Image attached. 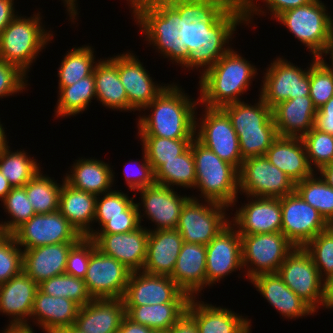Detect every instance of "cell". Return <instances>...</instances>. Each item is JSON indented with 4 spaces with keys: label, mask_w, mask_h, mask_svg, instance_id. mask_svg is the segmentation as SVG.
I'll list each match as a JSON object with an SVG mask.
<instances>
[{
    "label": "cell",
    "mask_w": 333,
    "mask_h": 333,
    "mask_svg": "<svg viewBox=\"0 0 333 333\" xmlns=\"http://www.w3.org/2000/svg\"><path fill=\"white\" fill-rule=\"evenodd\" d=\"M38 288L52 297L70 299L80 307L93 300L87 290L85 280L66 273L42 281L38 284Z\"/></svg>",
    "instance_id": "obj_43"
},
{
    "label": "cell",
    "mask_w": 333,
    "mask_h": 333,
    "mask_svg": "<svg viewBox=\"0 0 333 333\" xmlns=\"http://www.w3.org/2000/svg\"><path fill=\"white\" fill-rule=\"evenodd\" d=\"M249 281L284 318L292 320L315 314V311L284 283L278 273L259 274Z\"/></svg>",
    "instance_id": "obj_22"
},
{
    "label": "cell",
    "mask_w": 333,
    "mask_h": 333,
    "mask_svg": "<svg viewBox=\"0 0 333 333\" xmlns=\"http://www.w3.org/2000/svg\"><path fill=\"white\" fill-rule=\"evenodd\" d=\"M277 273L297 296L318 312L323 300L324 280L303 247H295L286 256Z\"/></svg>",
    "instance_id": "obj_11"
},
{
    "label": "cell",
    "mask_w": 333,
    "mask_h": 333,
    "mask_svg": "<svg viewBox=\"0 0 333 333\" xmlns=\"http://www.w3.org/2000/svg\"><path fill=\"white\" fill-rule=\"evenodd\" d=\"M328 54L330 55L331 63L328 65L326 62V60H324L325 58H323V56L325 57L326 55L328 56ZM318 59L327 67V69L332 73L333 75V41L324 49V51L321 53V55L318 57ZM332 64V65H331Z\"/></svg>",
    "instance_id": "obj_63"
},
{
    "label": "cell",
    "mask_w": 333,
    "mask_h": 333,
    "mask_svg": "<svg viewBox=\"0 0 333 333\" xmlns=\"http://www.w3.org/2000/svg\"><path fill=\"white\" fill-rule=\"evenodd\" d=\"M186 311L196 320L199 333H251V320L231 309L190 298Z\"/></svg>",
    "instance_id": "obj_25"
},
{
    "label": "cell",
    "mask_w": 333,
    "mask_h": 333,
    "mask_svg": "<svg viewBox=\"0 0 333 333\" xmlns=\"http://www.w3.org/2000/svg\"><path fill=\"white\" fill-rule=\"evenodd\" d=\"M309 97L317 110L333 97V75L319 59L310 66Z\"/></svg>",
    "instance_id": "obj_49"
},
{
    "label": "cell",
    "mask_w": 333,
    "mask_h": 333,
    "mask_svg": "<svg viewBox=\"0 0 333 333\" xmlns=\"http://www.w3.org/2000/svg\"><path fill=\"white\" fill-rule=\"evenodd\" d=\"M71 167L64 177L70 186L96 196L113 190L115 172L109 163L97 158H79Z\"/></svg>",
    "instance_id": "obj_32"
},
{
    "label": "cell",
    "mask_w": 333,
    "mask_h": 333,
    "mask_svg": "<svg viewBox=\"0 0 333 333\" xmlns=\"http://www.w3.org/2000/svg\"><path fill=\"white\" fill-rule=\"evenodd\" d=\"M23 249L12 234H0V285L18 275L23 266Z\"/></svg>",
    "instance_id": "obj_48"
},
{
    "label": "cell",
    "mask_w": 333,
    "mask_h": 333,
    "mask_svg": "<svg viewBox=\"0 0 333 333\" xmlns=\"http://www.w3.org/2000/svg\"><path fill=\"white\" fill-rule=\"evenodd\" d=\"M63 3H64V7L66 6L67 7V12H68V15H69V20L72 19L71 21L73 23H76V17L78 14V4L76 6V3H77V0H62ZM75 19V20H74ZM75 21V22H74Z\"/></svg>",
    "instance_id": "obj_62"
},
{
    "label": "cell",
    "mask_w": 333,
    "mask_h": 333,
    "mask_svg": "<svg viewBox=\"0 0 333 333\" xmlns=\"http://www.w3.org/2000/svg\"><path fill=\"white\" fill-rule=\"evenodd\" d=\"M94 56V48L82 45L67 51L58 68V87L71 86L79 79L90 76L99 62Z\"/></svg>",
    "instance_id": "obj_40"
},
{
    "label": "cell",
    "mask_w": 333,
    "mask_h": 333,
    "mask_svg": "<svg viewBox=\"0 0 333 333\" xmlns=\"http://www.w3.org/2000/svg\"><path fill=\"white\" fill-rule=\"evenodd\" d=\"M303 248L310 254L323 280L333 275V225L320 232Z\"/></svg>",
    "instance_id": "obj_47"
},
{
    "label": "cell",
    "mask_w": 333,
    "mask_h": 333,
    "mask_svg": "<svg viewBox=\"0 0 333 333\" xmlns=\"http://www.w3.org/2000/svg\"><path fill=\"white\" fill-rule=\"evenodd\" d=\"M124 306H143L164 303H188L184 293L171 277L132 272L123 296Z\"/></svg>",
    "instance_id": "obj_14"
},
{
    "label": "cell",
    "mask_w": 333,
    "mask_h": 333,
    "mask_svg": "<svg viewBox=\"0 0 333 333\" xmlns=\"http://www.w3.org/2000/svg\"><path fill=\"white\" fill-rule=\"evenodd\" d=\"M200 201L202 200L191 196L181 210L176 229L185 243L206 246L230 224V215H227L226 205L208 200L205 203Z\"/></svg>",
    "instance_id": "obj_6"
},
{
    "label": "cell",
    "mask_w": 333,
    "mask_h": 333,
    "mask_svg": "<svg viewBox=\"0 0 333 333\" xmlns=\"http://www.w3.org/2000/svg\"><path fill=\"white\" fill-rule=\"evenodd\" d=\"M174 188L154 184L138 190L141 203H136L139 211L140 223L142 217L148 218L155 223L153 230L175 229L178 226L181 210L185 203L191 198L180 195ZM142 204V205H141ZM140 206H143V212ZM143 214V215H142Z\"/></svg>",
    "instance_id": "obj_16"
},
{
    "label": "cell",
    "mask_w": 333,
    "mask_h": 333,
    "mask_svg": "<svg viewBox=\"0 0 333 333\" xmlns=\"http://www.w3.org/2000/svg\"><path fill=\"white\" fill-rule=\"evenodd\" d=\"M171 278L190 298L206 287V246L183 243Z\"/></svg>",
    "instance_id": "obj_26"
},
{
    "label": "cell",
    "mask_w": 333,
    "mask_h": 333,
    "mask_svg": "<svg viewBox=\"0 0 333 333\" xmlns=\"http://www.w3.org/2000/svg\"><path fill=\"white\" fill-rule=\"evenodd\" d=\"M257 101L253 105L239 101L221 108L230 118L236 133L277 131L272 117V109L261 96Z\"/></svg>",
    "instance_id": "obj_35"
},
{
    "label": "cell",
    "mask_w": 333,
    "mask_h": 333,
    "mask_svg": "<svg viewBox=\"0 0 333 333\" xmlns=\"http://www.w3.org/2000/svg\"><path fill=\"white\" fill-rule=\"evenodd\" d=\"M131 273L125 265L103 254L95 245L84 280L93 299L123 298Z\"/></svg>",
    "instance_id": "obj_15"
},
{
    "label": "cell",
    "mask_w": 333,
    "mask_h": 333,
    "mask_svg": "<svg viewBox=\"0 0 333 333\" xmlns=\"http://www.w3.org/2000/svg\"><path fill=\"white\" fill-rule=\"evenodd\" d=\"M100 230L93 229L86 237L92 238L96 233H126L132 232L141 226L137 204L133 202L126 210L125 216L95 217ZM98 230V231H97Z\"/></svg>",
    "instance_id": "obj_50"
},
{
    "label": "cell",
    "mask_w": 333,
    "mask_h": 333,
    "mask_svg": "<svg viewBox=\"0 0 333 333\" xmlns=\"http://www.w3.org/2000/svg\"><path fill=\"white\" fill-rule=\"evenodd\" d=\"M316 173L319 174L331 188H333V162L323 166Z\"/></svg>",
    "instance_id": "obj_61"
},
{
    "label": "cell",
    "mask_w": 333,
    "mask_h": 333,
    "mask_svg": "<svg viewBox=\"0 0 333 333\" xmlns=\"http://www.w3.org/2000/svg\"><path fill=\"white\" fill-rule=\"evenodd\" d=\"M40 14L35 12L33 17L17 15L0 33V59L18 66L26 74L36 57L53 40V31L42 26Z\"/></svg>",
    "instance_id": "obj_4"
},
{
    "label": "cell",
    "mask_w": 333,
    "mask_h": 333,
    "mask_svg": "<svg viewBox=\"0 0 333 333\" xmlns=\"http://www.w3.org/2000/svg\"><path fill=\"white\" fill-rule=\"evenodd\" d=\"M190 147L195 160V188L201 192L202 200L217 202L228 207L236 205L239 193L238 170L223 161L212 150L196 138Z\"/></svg>",
    "instance_id": "obj_3"
},
{
    "label": "cell",
    "mask_w": 333,
    "mask_h": 333,
    "mask_svg": "<svg viewBox=\"0 0 333 333\" xmlns=\"http://www.w3.org/2000/svg\"><path fill=\"white\" fill-rule=\"evenodd\" d=\"M142 164L137 165V170L134 172L130 171L128 168V163L124 167L125 183L128 185L130 191H138L145 187H149L155 184L154 172L152 170L151 164L147 158L146 152L143 150ZM130 164V163H129ZM132 164V163H131ZM133 169V168H132Z\"/></svg>",
    "instance_id": "obj_55"
},
{
    "label": "cell",
    "mask_w": 333,
    "mask_h": 333,
    "mask_svg": "<svg viewBox=\"0 0 333 333\" xmlns=\"http://www.w3.org/2000/svg\"><path fill=\"white\" fill-rule=\"evenodd\" d=\"M96 100L104 107L119 111H134L118 74V55L101 59L93 70Z\"/></svg>",
    "instance_id": "obj_31"
},
{
    "label": "cell",
    "mask_w": 333,
    "mask_h": 333,
    "mask_svg": "<svg viewBox=\"0 0 333 333\" xmlns=\"http://www.w3.org/2000/svg\"><path fill=\"white\" fill-rule=\"evenodd\" d=\"M178 84H168L142 111L149 115L138 116L137 136H156L170 139H194L199 104ZM192 98V99H191ZM194 100V101H193Z\"/></svg>",
    "instance_id": "obj_2"
},
{
    "label": "cell",
    "mask_w": 333,
    "mask_h": 333,
    "mask_svg": "<svg viewBox=\"0 0 333 333\" xmlns=\"http://www.w3.org/2000/svg\"><path fill=\"white\" fill-rule=\"evenodd\" d=\"M57 106L54 110L55 116L66 118L83 113L89 103L96 99L95 78L93 73L83 79H79L71 86L58 87Z\"/></svg>",
    "instance_id": "obj_37"
},
{
    "label": "cell",
    "mask_w": 333,
    "mask_h": 333,
    "mask_svg": "<svg viewBox=\"0 0 333 333\" xmlns=\"http://www.w3.org/2000/svg\"><path fill=\"white\" fill-rule=\"evenodd\" d=\"M247 197V203L236 208L230 224L240 234L281 232V198ZM250 198V199H248Z\"/></svg>",
    "instance_id": "obj_18"
},
{
    "label": "cell",
    "mask_w": 333,
    "mask_h": 333,
    "mask_svg": "<svg viewBox=\"0 0 333 333\" xmlns=\"http://www.w3.org/2000/svg\"><path fill=\"white\" fill-rule=\"evenodd\" d=\"M155 183L163 186L173 188H193L196 183V170L195 160L192 153V149L189 146L181 155L165 161L155 172H154ZM173 186V187H172Z\"/></svg>",
    "instance_id": "obj_38"
},
{
    "label": "cell",
    "mask_w": 333,
    "mask_h": 333,
    "mask_svg": "<svg viewBox=\"0 0 333 333\" xmlns=\"http://www.w3.org/2000/svg\"><path fill=\"white\" fill-rule=\"evenodd\" d=\"M4 330H2V333H35L33 328L26 327V326H5Z\"/></svg>",
    "instance_id": "obj_65"
},
{
    "label": "cell",
    "mask_w": 333,
    "mask_h": 333,
    "mask_svg": "<svg viewBox=\"0 0 333 333\" xmlns=\"http://www.w3.org/2000/svg\"><path fill=\"white\" fill-rule=\"evenodd\" d=\"M203 112L196 121L195 138L239 171L244 159L230 118L221 108L205 107Z\"/></svg>",
    "instance_id": "obj_9"
},
{
    "label": "cell",
    "mask_w": 333,
    "mask_h": 333,
    "mask_svg": "<svg viewBox=\"0 0 333 333\" xmlns=\"http://www.w3.org/2000/svg\"><path fill=\"white\" fill-rule=\"evenodd\" d=\"M142 149L155 172L165 161L175 159L191 144L193 139H170L156 136H140Z\"/></svg>",
    "instance_id": "obj_44"
},
{
    "label": "cell",
    "mask_w": 333,
    "mask_h": 333,
    "mask_svg": "<svg viewBox=\"0 0 333 333\" xmlns=\"http://www.w3.org/2000/svg\"><path fill=\"white\" fill-rule=\"evenodd\" d=\"M79 309L80 306L74 301L64 297H52L38 288L30 318L45 333H55L74 326Z\"/></svg>",
    "instance_id": "obj_29"
},
{
    "label": "cell",
    "mask_w": 333,
    "mask_h": 333,
    "mask_svg": "<svg viewBox=\"0 0 333 333\" xmlns=\"http://www.w3.org/2000/svg\"><path fill=\"white\" fill-rule=\"evenodd\" d=\"M62 181L59 212L82 237H86L94 229L91 224L94 223L97 196L70 186L64 178Z\"/></svg>",
    "instance_id": "obj_33"
},
{
    "label": "cell",
    "mask_w": 333,
    "mask_h": 333,
    "mask_svg": "<svg viewBox=\"0 0 333 333\" xmlns=\"http://www.w3.org/2000/svg\"><path fill=\"white\" fill-rule=\"evenodd\" d=\"M95 251V242L82 237L69 251L65 273L84 279L91 254Z\"/></svg>",
    "instance_id": "obj_51"
},
{
    "label": "cell",
    "mask_w": 333,
    "mask_h": 333,
    "mask_svg": "<svg viewBox=\"0 0 333 333\" xmlns=\"http://www.w3.org/2000/svg\"><path fill=\"white\" fill-rule=\"evenodd\" d=\"M27 74L18 66L0 59V98L19 94L27 87Z\"/></svg>",
    "instance_id": "obj_54"
},
{
    "label": "cell",
    "mask_w": 333,
    "mask_h": 333,
    "mask_svg": "<svg viewBox=\"0 0 333 333\" xmlns=\"http://www.w3.org/2000/svg\"><path fill=\"white\" fill-rule=\"evenodd\" d=\"M314 127L333 135V97L317 110Z\"/></svg>",
    "instance_id": "obj_56"
},
{
    "label": "cell",
    "mask_w": 333,
    "mask_h": 333,
    "mask_svg": "<svg viewBox=\"0 0 333 333\" xmlns=\"http://www.w3.org/2000/svg\"><path fill=\"white\" fill-rule=\"evenodd\" d=\"M149 230L141 225L132 232L96 233L91 239L96 248L115 258L130 271H142L147 251Z\"/></svg>",
    "instance_id": "obj_19"
},
{
    "label": "cell",
    "mask_w": 333,
    "mask_h": 333,
    "mask_svg": "<svg viewBox=\"0 0 333 333\" xmlns=\"http://www.w3.org/2000/svg\"><path fill=\"white\" fill-rule=\"evenodd\" d=\"M281 232L295 247H304L331 225L294 191L281 198Z\"/></svg>",
    "instance_id": "obj_12"
},
{
    "label": "cell",
    "mask_w": 333,
    "mask_h": 333,
    "mask_svg": "<svg viewBox=\"0 0 333 333\" xmlns=\"http://www.w3.org/2000/svg\"><path fill=\"white\" fill-rule=\"evenodd\" d=\"M31 205L36 214L59 211L61 183L43 174L41 170L24 185Z\"/></svg>",
    "instance_id": "obj_41"
},
{
    "label": "cell",
    "mask_w": 333,
    "mask_h": 333,
    "mask_svg": "<svg viewBox=\"0 0 333 333\" xmlns=\"http://www.w3.org/2000/svg\"><path fill=\"white\" fill-rule=\"evenodd\" d=\"M317 109L309 96L295 97L272 108L278 136L302 138L315 124Z\"/></svg>",
    "instance_id": "obj_28"
},
{
    "label": "cell",
    "mask_w": 333,
    "mask_h": 333,
    "mask_svg": "<svg viewBox=\"0 0 333 333\" xmlns=\"http://www.w3.org/2000/svg\"><path fill=\"white\" fill-rule=\"evenodd\" d=\"M265 156L295 184L315 173L309 164L301 138L278 136Z\"/></svg>",
    "instance_id": "obj_30"
},
{
    "label": "cell",
    "mask_w": 333,
    "mask_h": 333,
    "mask_svg": "<svg viewBox=\"0 0 333 333\" xmlns=\"http://www.w3.org/2000/svg\"><path fill=\"white\" fill-rule=\"evenodd\" d=\"M312 57L308 69L295 66L281 57L267 65L259 96L271 109L283 101L310 95V66L318 59Z\"/></svg>",
    "instance_id": "obj_8"
},
{
    "label": "cell",
    "mask_w": 333,
    "mask_h": 333,
    "mask_svg": "<svg viewBox=\"0 0 333 333\" xmlns=\"http://www.w3.org/2000/svg\"><path fill=\"white\" fill-rule=\"evenodd\" d=\"M37 290L38 284L23 270L0 285V313L11 320L6 326L32 328L29 319Z\"/></svg>",
    "instance_id": "obj_21"
},
{
    "label": "cell",
    "mask_w": 333,
    "mask_h": 333,
    "mask_svg": "<svg viewBox=\"0 0 333 333\" xmlns=\"http://www.w3.org/2000/svg\"><path fill=\"white\" fill-rule=\"evenodd\" d=\"M239 269H243L241 234L229 224L206 245V287Z\"/></svg>",
    "instance_id": "obj_17"
},
{
    "label": "cell",
    "mask_w": 333,
    "mask_h": 333,
    "mask_svg": "<svg viewBox=\"0 0 333 333\" xmlns=\"http://www.w3.org/2000/svg\"><path fill=\"white\" fill-rule=\"evenodd\" d=\"M103 196V197H102ZM112 190L96 198L95 217L125 216V210L134 202V196Z\"/></svg>",
    "instance_id": "obj_53"
},
{
    "label": "cell",
    "mask_w": 333,
    "mask_h": 333,
    "mask_svg": "<svg viewBox=\"0 0 333 333\" xmlns=\"http://www.w3.org/2000/svg\"><path fill=\"white\" fill-rule=\"evenodd\" d=\"M295 191L333 225V188L316 172L295 184Z\"/></svg>",
    "instance_id": "obj_42"
},
{
    "label": "cell",
    "mask_w": 333,
    "mask_h": 333,
    "mask_svg": "<svg viewBox=\"0 0 333 333\" xmlns=\"http://www.w3.org/2000/svg\"><path fill=\"white\" fill-rule=\"evenodd\" d=\"M188 303H164L125 306L126 316L134 323L147 326L156 333H166L186 312Z\"/></svg>",
    "instance_id": "obj_36"
},
{
    "label": "cell",
    "mask_w": 333,
    "mask_h": 333,
    "mask_svg": "<svg viewBox=\"0 0 333 333\" xmlns=\"http://www.w3.org/2000/svg\"><path fill=\"white\" fill-rule=\"evenodd\" d=\"M17 15L14 0H0V33Z\"/></svg>",
    "instance_id": "obj_58"
},
{
    "label": "cell",
    "mask_w": 333,
    "mask_h": 333,
    "mask_svg": "<svg viewBox=\"0 0 333 333\" xmlns=\"http://www.w3.org/2000/svg\"><path fill=\"white\" fill-rule=\"evenodd\" d=\"M76 243L64 242L23 250V271L37 284L65 274L69 251Z\"/></svg>",
    "instance_id": "obj_27"
},
{
    "label": "cell",
    "mask_w": 333,
    "mask_h": 333,
    "mask_svg": "<svg viewBox=\"0 0 333 333\" xmlns=\"http://www.w3.org/2000/svg\"><path fill=\"white\" fill-rule=\"evenodd\" d=\"M20 248L78 242L82 236L59 211L35 214L12 233Z\"/></svg>",
    "instance_id": "obj_13"
},
{
    "label": "cell",
    "mask_w": 333,
    "mask_h": 333,
    "mask_svg": "<svg viewBox=\"0 0 333 333\" xmlns=\"http://www.w3.org/2000/svg\"><path fill=\"white\" fill-rule=\"evenodd\" d=\"M309 164L314 172L333 162V135L313 127L302 138Z\"/></svg>",
    "instance_id": "obj_46"
},
{
    "label": "cell",
    "mask_w": 333,
    "mask_h": 333,
    "mask_svg": "<svg viewBox=\"0 0 333 333\" xmlns=\"http://www.w3.org/2000/svg\"><path fill=\"white\" fill-rule=\"evenodd\" d=\"M240 153L243 159L265 156L268 148L278 137L277 131H261L252 133H237Z\"/></svg>",
    "instance_id": "obj_52"
},
{
    "label": "cell",
    "mask_w": 333,
    "mask_h": 333,
    "mask_svg": "<svg viewBox=\"0 0 333 333\" xmlns=\"http://www.w3.org/2000/svg\"><path fill=\"white\" fill-rule=\"evenodd\" d=\"M215 5L235 26L240 24H252L254 14L265 16L260 5L257 6L258 0H208ZM314 0H262L265 7L270 11V15L275 19L278 15L286 10L303 6L313 2ZM261 7V8H260ZM265 13V14H264ZM253 17V18H252Z\"/></svg>",
    "instance_id": "obj_34"
},
{
    "label": "cell",
    "mask_w": 333,
    "mask_h": 333,
    "mask_svg": "<svg viewBox=\"0 0 333 333\" xmlns=\"http://www.w3.org/2000/svg\"><path fill=\"white\" fill-rule=\"evenodd\" d=\"M13 187L0 171V201H2Z\"/></svg>",
    "instance_id": "obj_64"
},
{
    "label": "cell",
    "mask_w": 333,
    "mask_h": 333,
    "mask_svg": "<svg viewBox=\"0 0 333 333\" xmlns=\"http://www.w3.org/2000/svg\"><path fill=\"white\" fill-rule=\"evenodd\" d=\"M294 248L282 232L241 234L242 267L246 270V278L251 280L259 274L277 273Z\"/></svg>",
    "instance_id": "obj_7"
},
{
    "label": "cell",
    "mask_w": 333,
    "mask_h": 333,
    "mask_svg": "<svg viewBox=\"0 0 333 333\" xmlns=\"http://www.w3.org/2000/svg\"><path fill=\"white\" fill-rule=\"evenodd\" d=\"M166 333H199L196 320L186 311Z\"/></svg>",
    "instance_id": "obj_57"
},
{
    "label": "cell",
    "mask_w": 333,
    "mask_h": 333,
    "mask_svg": "<svg viewBox=\"0 0 333 333\" xmlns=\"http://www.w3.org/2000/svg\"><path fill=\"white\" fill-rule=\"evenodd\" d=\"M132 51L118 55V74L123 84L128 104L135 111H142L168 84H157L143 63ZM164 85V86H163Z\"/></svg>",
    "instance_id": "obj_20"
},
{
    "label": "cell",
    "mask_w": 333,
    "mask_h": 333,
    "mask_svg": "<svg viewBox=\"0 0 333 333\" xmlns=\"http://www.w3.org/2000/svg\"><path fill=\"white\" fill-rule=\"evenodd\" d=\"M126 1L149 45L181 68H200L201 107L242 101L258 68L229 47L237 26L215 5L208 0Z\"/></svg>",
    "instance_id": "obj_1"
},
{
    "label": "cell",
    "mask_w": 333,
    "mask_h": 333,
    "mask_svg": "<svg viewBox=\"0 0 333 333\" xmlns=\"http://www.w3.org/2000/svg\"><path fill=\"white\" fill-rule=\"evenodd\" d=\"M238 176L239 193L246 196L282 198L295 191V183L266 156L244 159Z\"/></svg>",
    "instance_id": "obj_10"
},
{
    "label": "cell",
    "mask_w": 333,
    "mask_h": 333,
    "mask_svg": "<svg viewBox=\"0 0 333 333\" xmlns=\"http://www.w3.org/2000/svg\"><path fill=\"white\" fill-rule=\"evenodd\" d=\"M5 128L3 127V125L1 124L0 121V151L3 150L4 148H6L8 146L9 141H7L8 138H6V134L4 130Z\"/></svg>",
    "instance_id": "obj_66"
},
{
    "label": "cell",
    "mask_w": 333,
    "mask_h": 333,
    "mask_svg": "<svg viewBox=\"0 0 333 333\" xmlns=\"http://www.w3.org/2000/svg\"><path fill=\"white\" fill-rule=\"evenodd\" d=\"M55 333H82L74 326L67 327L56 331Z\"/></svg>",
    "instance_id": "obj_67"
},
{
    "label": "cell",
    "mask_w": 333,
    "mask_h": 333,
    "mask_svg": "<svg viewBox=\"0 0 333 333\" xmlns=\"http://www.w3.org/2000/svg\"><path fill=\"white\" fill-rule=\"evenodd\" d=\"M125 316L122 298L93 299L80 307L74 327L82 333H117Z\"/></svg>",
    "instance_id": "obj_24"
},
{
    "label": "cell",
    "mask_w": 333,
    "mask_h": 333,
    "mask_svg": "<svg viewBox=\"0 0 333 333\" xmlns=\"http://www.w3.org/2000/svg\"><path fill=\"white\" fill-rule=\"evenodd\" d=\"M322 307L333 310V275L324 280Z\"/></svg>",
    "instance_id": "obj_60"
},
{
    "label": "cell",
    "mask_w": 333,
    "mask_h": 333,
    "mask_svg": "<svg viewBox=\"0 0 333 333\" xmlns=\"http://www.w3.org/2000/svg\"><path fill=\"white\" fill-rule=\"evenodd\" d=\"M117 333H156V332L147 326L134 323L131 319L125 316L122 320V323Z\"/></svg>",
    "instance_id": "obj_59"
},
{
    "label": "cell",
    "mask_w": 333,
    "mask_h": 333,
    "mask_svg": "<svg viewBox=\"0 0 333 333\" xmlns=\"http://www.w3.org/2000/svg\"><path fill=\"white\" fill-rule=\"evenodd\" d=\"M9 148L0 151V171L13 188L24 187L42 167L26 151L13 152Z\"/></svg>",
    "instance_id": "obj_39"
},
{
    "label": "cell",
    "mask_w": 333,
    "mask_h": 333,
    "mask_svg": "<svg viewBox=\"0 0 333 333\" xmlns=\"http://www.w3.org/2000/svg\"><path fill=\"white\" fill-rule=\"evenodd\" d=\"M1 202L4 211L6 210L10 217L9 220L0 223L1 232L4 234H12L36 214L24 187L12 188Z\"/></svg>",
    "instance_id": "obj_45"
},
{
    "label": "cell",
    "mask_w": 333,
    "mask_h": 333,
    "mask_svg": "<svg viewBox=\"0 0 333 333\" xmlns=\"http://www.w3.org/2000/svg\"><path fill=\"white\" fill-rule=\"evenodd\" d=\"M148 230L146 260L142 271L171 277L184 240L176 228Z\"/></svg>",
    "instance_id": "obj_23"
},
{
    "label": "cell",
    "mask_w": 333,
    "mask_h": 333,
    "mask_svg": "<svg viewBox=\"0 0 333 333\" xmlns=\"http://www.w3.org/2000/svg\"><path fill=\"white\" fill-rule=\"evenodd\" d=\"M322 0L284 11L275 19L297 38L314 57L333 41V19Z\"/></svg>",
    "instance_id": "obj_5"
}]
</instances>
